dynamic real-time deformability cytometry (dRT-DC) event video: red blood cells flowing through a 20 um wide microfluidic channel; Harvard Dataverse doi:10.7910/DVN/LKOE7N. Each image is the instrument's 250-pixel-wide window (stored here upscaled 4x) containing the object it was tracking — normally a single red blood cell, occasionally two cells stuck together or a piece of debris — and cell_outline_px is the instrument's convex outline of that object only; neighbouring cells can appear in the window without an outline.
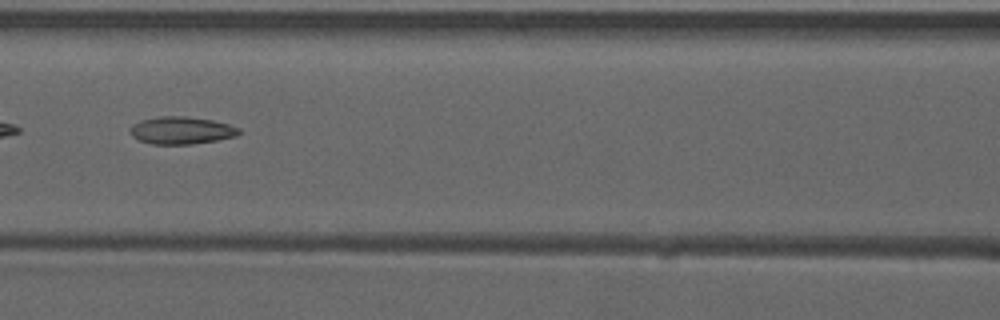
{"species": "common noctule bat (a hibernating species)", "species_latin": "Nyctalus noctula", "temperature_condition": "warm", "stored_images_in_passage": 7, "camera_frame_rate_fps": 3000, "um_per_image_px": 0.085, "animal": {"sex": "male", "forearm_length_mm": 52.5}, "frame": {"image": 1, "passage_image": 7, "time_ms": 2.0, "image_size_px": [1000, 320], "cell_outline_px": [[240, 132], [236, 136], [216, 140], [192, 144], [152, 144], [140, 140], [132, 136], [132, 128], [140, 120], [160, 116], [184, 116], [212, 120], [228, 124], [240, 128]], "centroid_in_image_um": [15.45, 11.08], "position_along_channel_um": 151.1, "area_um2": 17.11}}